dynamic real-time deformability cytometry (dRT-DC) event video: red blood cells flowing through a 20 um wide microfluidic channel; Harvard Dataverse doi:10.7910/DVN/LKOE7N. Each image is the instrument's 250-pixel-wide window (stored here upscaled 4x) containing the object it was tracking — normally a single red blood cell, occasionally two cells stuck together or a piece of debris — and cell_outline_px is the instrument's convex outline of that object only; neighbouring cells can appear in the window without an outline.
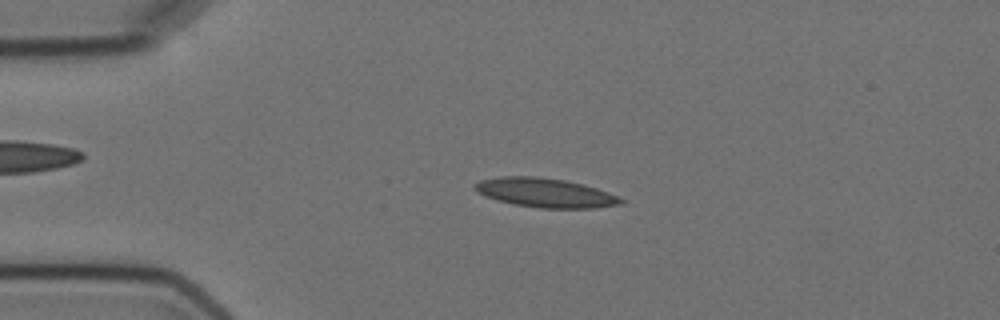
{"species": "Egyptian fruit bat (a non-hibernating species)", "species_latin": "Rousettus aegyptiacus", "temperature_condition": "cold", "stored_images_in_passage": 2, "camera_frame_rate_fps": 3000, "um_per_image_px": 0.085, "animal": {"sex": "female"}, "frame": {"image": 1, "passage_image": 2, "time_ms": 2.333, "image_size_px": [1000, 320], "cell_outline_px": [[624, 204], [596, 208], [540, 208], [512, 204], [484, 196], [476, 192], [476, 184], [480, 180], [500, 176], [536, 176], [564, 180], [596, 188], [608, 192], [624, 200]], "centroid_in_image_um": [46.34, 16.39], "position_along_channel_um": 38.7, "area_um2": 24.74}}